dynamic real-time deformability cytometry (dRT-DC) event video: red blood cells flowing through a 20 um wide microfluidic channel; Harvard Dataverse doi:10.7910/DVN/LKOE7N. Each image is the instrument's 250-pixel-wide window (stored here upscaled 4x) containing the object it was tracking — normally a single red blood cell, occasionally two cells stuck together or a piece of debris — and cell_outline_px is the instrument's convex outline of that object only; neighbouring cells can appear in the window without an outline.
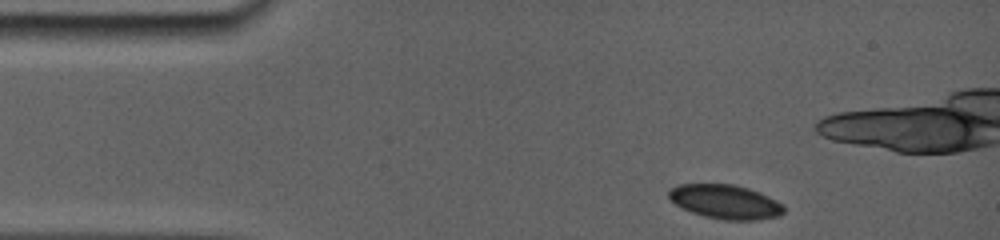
{"species": "common noctule bat (a hibernating species)", "species_latin": "Nyctalus noctula", "temperature_condition": "room temperature", "stored_images_in_passage": 5, "camera_frame_rate_fps": 5000, "um_per_image_px": 0.085, "animal": {"sex": "female", "body_mass_g": 19.0, "forearm_length_mm": 56.7}, "frame": {"image": 1, "passage_image": 1, "time_ms": 0.0, "image_size_px": [1000, 240], "cell_outline_px": [[784, 212], [780, 216], [756, 220], [724, 220], [704, 216], [692, 212], [676, 204], [668, 196], [668, 188], [680, 184], [732, 184], [748, 188], [760, 192], [784, 204]], "centroid_in_image_um": [61.68, 17.15], "position_along_channel_um": 23.3, "area_um2": 22.95}}